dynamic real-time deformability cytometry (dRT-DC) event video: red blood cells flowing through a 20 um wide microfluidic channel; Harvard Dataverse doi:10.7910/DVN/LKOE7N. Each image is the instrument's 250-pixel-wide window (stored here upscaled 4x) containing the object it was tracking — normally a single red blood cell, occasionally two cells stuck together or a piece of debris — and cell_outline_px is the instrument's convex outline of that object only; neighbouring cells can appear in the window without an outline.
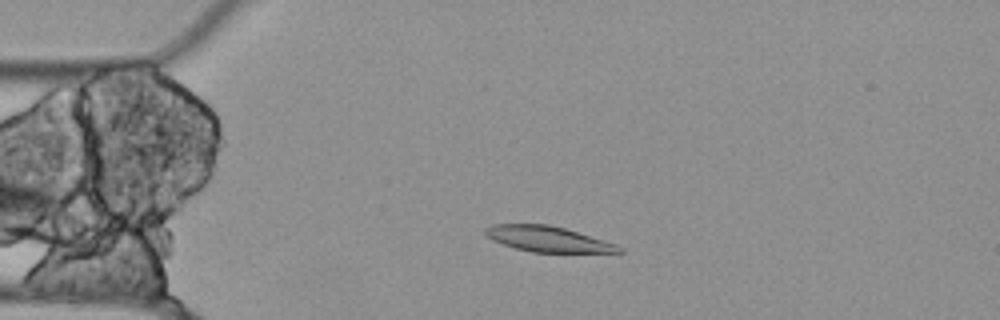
{"species": "Egyptian fruit bat (a non-hibernating species)", "species_latin": "Rousettus aegyptiacus", "temperature_condition": "cold", "stored_images_in_passage": 49, "camera_frame_rate_fps": 3000, "um_per_image_px": 0.085, "animal": {"sex": "female"}, "frame": {"image": 1, "passage_image": 11, "time_ms": 3.333, "image_size_px": [1000, 320], "cell_outline_px": [[624, 252], [532, 252], [516, 248], [492, 240], [484, 232], [484, 228], [492, 224], [548, 224], [564, 228], [616, 244], [624, 248]], "centroid_in_image_um": [46.55, 20.31], "position_along_channel_um": 38.4, "area_um2": 19.65}}
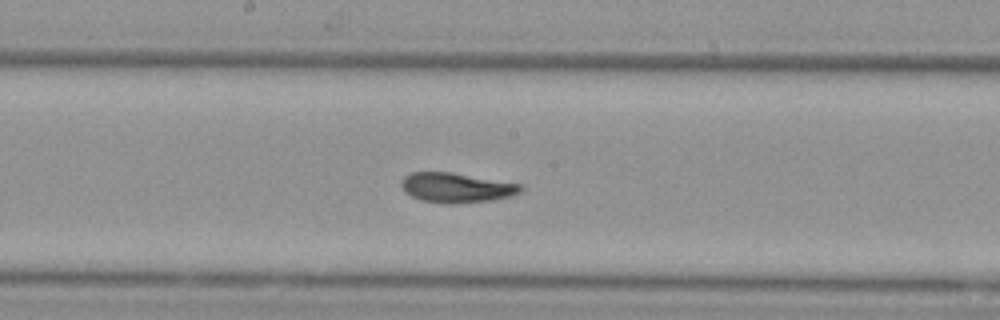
{"frame": {"image": 2, "passage_image": 27, "time_ms": 8.667, "image_size_px": [1000, 320], "cell_outline_px": [[524, 188], [520, 192], [512, 196], [488, 200], [448, 204], [420, 200], [404, 192], [400, 184], [400, 180], [404, 176], [412, 172], [452, 172], [524, 184]], "centroid_in_image_um": [38.79, 15.94], "position_along_channel_um": 209.4, "area_um2": 20.87}}
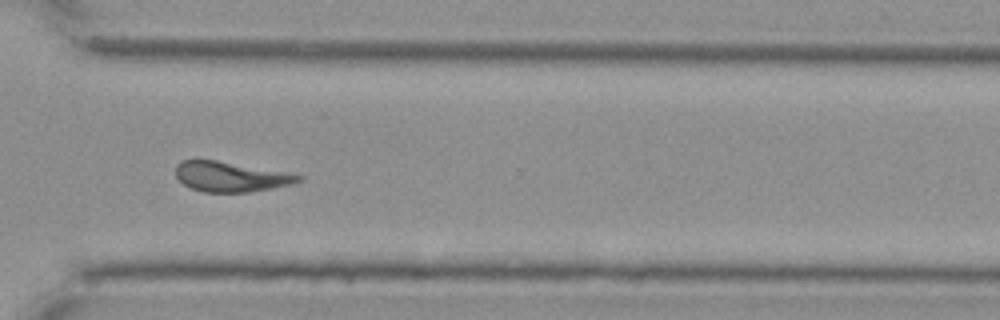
{"frame": {"image": 3, "passage_image": 39, "time_ms": 12.667, "image_size_px": [1000, 320], "cell_outline_px": [[304, 180], [292, 184], [272, 188], [248, 192], [204, 192], [192, 188], [184, 184], [176, 176], [176, 164], [184, 160], [216, 160], [288, 172], [304, 176]], "centroid_in_image_um": [19.66, 15.02], "position_along_channel_um": 350.9, "area_um2": 21.44}}